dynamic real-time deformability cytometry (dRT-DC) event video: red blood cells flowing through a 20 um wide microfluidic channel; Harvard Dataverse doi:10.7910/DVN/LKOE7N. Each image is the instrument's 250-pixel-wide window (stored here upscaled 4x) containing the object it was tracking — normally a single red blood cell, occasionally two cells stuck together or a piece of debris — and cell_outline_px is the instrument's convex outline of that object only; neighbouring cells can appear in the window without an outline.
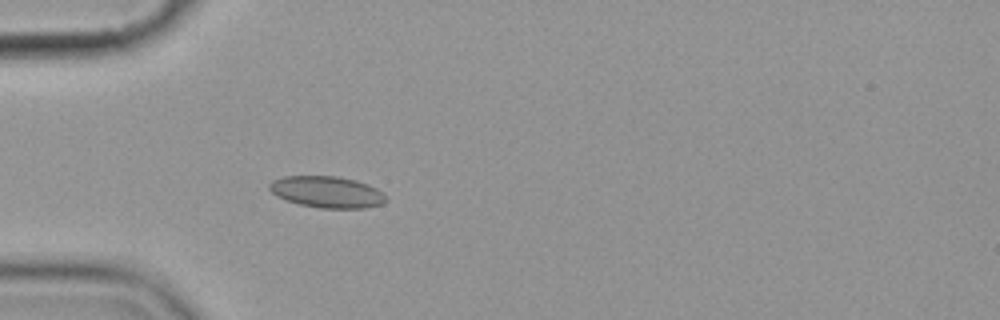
{"species": "common noctule bat (a hibernating species)", "species_latin": "Nyctalus noctula", "temperature_condition": "cold", "stored_images_in_passage": 4, "camera_frame_rate_fps": 3000, "um_per_image_px": 0.085, "animal": {"sex": "female", "body_mass_g": 19.9}, "frame": {"image": 1, "passage_image": 4, "time_ms": 4.333, "image_size_px": [1000, 320], "cell_outline_px": [[388, 200], [384, 204], [364, 208], [320, 208], [300, 204], [284, 200], [276, 196], [268, 188], [268, 184], [272, 180], [284, 176], [336, 176], [356, 180], [368, 184], [376, 188]], "centroid_in_image_um": [27.77, 16.32], "position_along_channel_um": 57.2, "area_um2": 21.5}}